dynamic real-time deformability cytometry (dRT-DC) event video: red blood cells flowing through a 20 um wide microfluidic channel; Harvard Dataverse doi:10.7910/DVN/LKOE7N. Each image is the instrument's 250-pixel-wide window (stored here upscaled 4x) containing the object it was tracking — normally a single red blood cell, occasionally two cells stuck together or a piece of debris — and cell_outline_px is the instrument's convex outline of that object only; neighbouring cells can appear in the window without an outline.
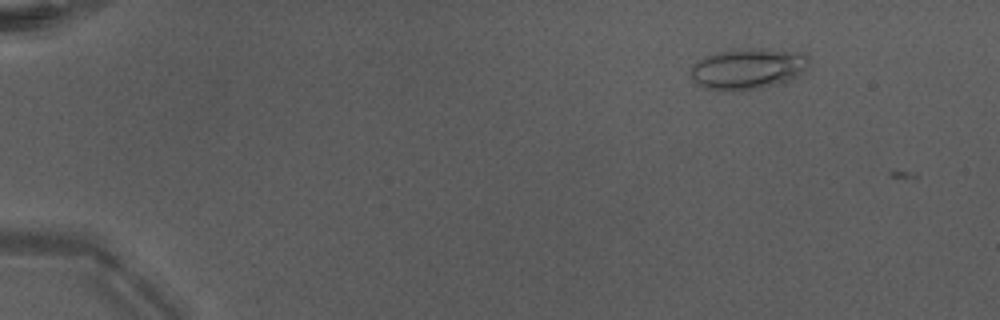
{"species": "Egyptian fruit bat (a non-hibernating species)", "species_latin": "Rousettus aegyptiacus", "temperature_condition": "warm", "stored_images_in_passage": 3, "camera_frame_rate_fps": 3000, "um_per_image_px": 0.085, "animal": {"sex": "male"}, "frame": {"image": 1, "passage_image": 2, "time_ms": 0.333, "image_size_px": [1000, 320], "cell_outline_px": [[808, 68], [796, 76], [788, 80], [764, 88], [740, 92], [720, 92], [704, 88], [696, 84], [692, 80], [692, 64], [704, 56], [716, 52], [752, 48], [760, 48], [800, 52], [808, 56]], "centroid_in_image_um": [63.53, 5.88], "position_along_channel_um": 21.5, "area_um2": 28.73}}